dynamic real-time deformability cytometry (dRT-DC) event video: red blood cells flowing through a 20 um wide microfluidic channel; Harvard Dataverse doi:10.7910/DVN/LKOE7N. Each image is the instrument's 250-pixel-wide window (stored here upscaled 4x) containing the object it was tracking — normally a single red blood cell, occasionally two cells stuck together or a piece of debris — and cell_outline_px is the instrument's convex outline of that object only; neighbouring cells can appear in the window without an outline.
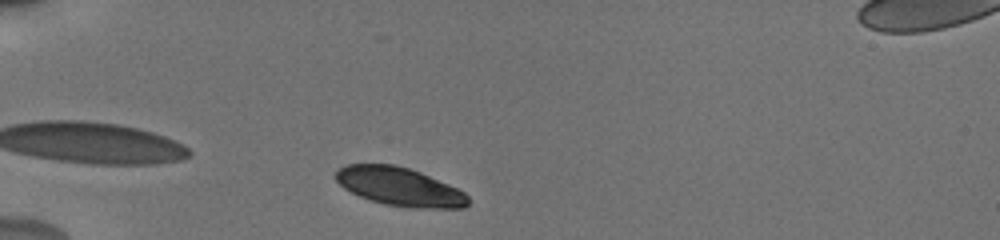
{"species": "human", "species_latin": "Homo sapiens", "temperature_condition": "cold", "stored_images_in_passage": 18, "camera_frame_rate_fps": 3000, "um_per_image_px": 0.085, "donor": {"sex": "male"}, "frame": {"image": 1, "passage_image": 2, "time_ms": 0.333, "image_size_px": [1000, 240], "cell_outline_px": [[468, 204], [464, 208], [412, 208], [384, 204], [360, 196], [344, 188], [336, 180], [336, 172], [340, 168], [348, 164], [396, 164], [420, 172], [448, 184], [464, 192], [468, 196]], "centroid_in_image_um": [33.97, 15.87], "position_along_channel_um": 51.0, "area_um2": 29.42}}
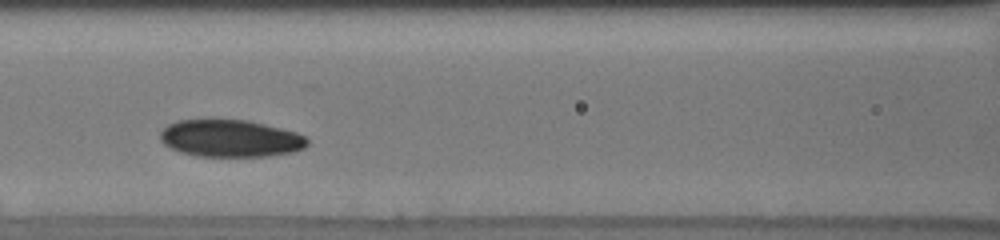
{"frame": {"image": 2, "passage_image": 10, "time_ms": 3.0, "image_size_px": [1000, 240], "cell_outline_px": [[308, 144], [304, 148], [292, 152], [268, 156], [196, 156], [180, 152], [164, 144], [160, 140], [160, 132], [168, 124], [176, 120], [212, 116], [248, 120], [296, 132], [304, 136], [308, 140]], "centroid_in_image_um": [19.52, 11.71], "position_along_channel_um": 147.1, "area_um2": 32.83}}
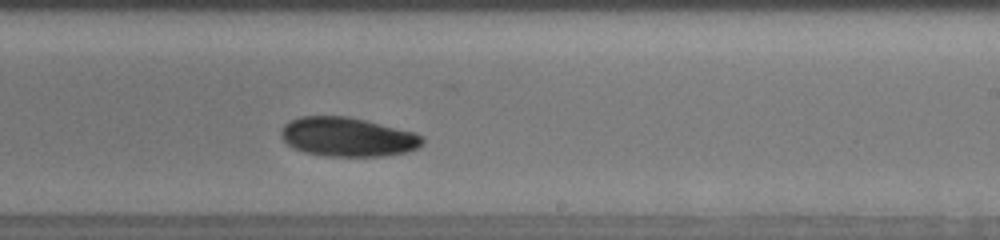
{"frame": {"image": 3, "passage_image": 18, "time_ms": 5.667, "image_size_px": [1000, 240], "cell_outline_px": [[424, 144], [420, 148], [408, 152], [384, 156], [324, 156], [304, 152], [292, 148], [280, 136], [280, 128], [288, 120], [300, 116], [348, 116], [416, 132], [424, 136]], "centroid_in_image_um": [29.56, 11.64], "position_along_channel_um": 259.4, "area_um2": 32.83}}